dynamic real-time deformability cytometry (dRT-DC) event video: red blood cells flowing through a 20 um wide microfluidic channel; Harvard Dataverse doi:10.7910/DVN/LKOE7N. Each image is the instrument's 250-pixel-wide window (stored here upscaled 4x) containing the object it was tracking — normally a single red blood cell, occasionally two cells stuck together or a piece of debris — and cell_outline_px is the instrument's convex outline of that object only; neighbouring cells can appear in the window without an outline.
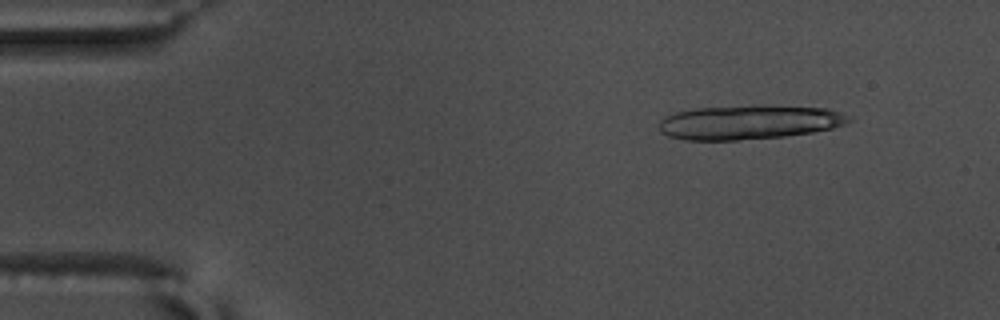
{"species": "common noctule bat (a hibernating species)", "species_latin": "Nyctalus noctula", "temperature_condition": "warm", "stored_images_in_passage": 19, "camera_frame_rate_fps": 3000, "um_per_image_px": 0.085, "animal": {"sex": "male", "body_mass_g": 17.5, "forearm_length_mm": 52.3}, "frame": {"image": 1, "passage_image": 6, "time_ms": 1.667, "image_size_px": [1000, 320], "cell_outline_px": [[852, 120], [844, 124], [832, 128], [812, 132], [784, 136], [736, 140], [684, 140], [668, 136], [660, 132], [660, 120], [664, 116], [676, 112], [696, 108], [752, 104], [760, 104], [828, 108], [840, 112]], "centroid_in_image_um": [63.64, 10.37], "position_along_channel_um": 21.4, "area_um2": 38.26}}